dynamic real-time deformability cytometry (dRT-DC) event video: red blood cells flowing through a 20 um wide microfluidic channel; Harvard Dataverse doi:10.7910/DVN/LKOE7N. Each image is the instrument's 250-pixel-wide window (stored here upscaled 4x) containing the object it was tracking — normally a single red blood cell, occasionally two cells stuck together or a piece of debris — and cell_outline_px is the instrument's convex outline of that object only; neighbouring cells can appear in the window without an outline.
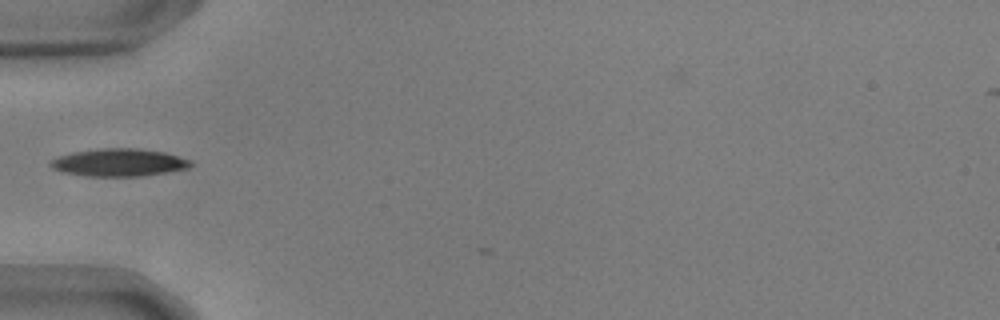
{"species": "common noctule bat (a hibernating species)", "species_latin": "Nyctalus noctula", "temperature_condition": "warm", "stored_images_in_passage": 3, "camera_frame_rate_fps": 3000, "um_per_image_px": 0.085, "animal": {"sex": "male", "body_mass_g": 17.9, "forearm_length_mm": 54.2}, "frame": {"image": 1, "passage_image": 1, "time_ms": 0.0, "image_size_px": [1000, 320], "cell_outline_px": [[192, 164], [188, 168], [140, 176], [84, 176], [60, 172], [52, 168], [48, 164], [52, 160], [60, 156], [72, 152], [100, 148], [136, 148], [164, 152], [192, 160]], "centroid_in_image_um": [10.07, 13.81], "position_along_channel_um": 74.9, "area_um2": 22.54}}